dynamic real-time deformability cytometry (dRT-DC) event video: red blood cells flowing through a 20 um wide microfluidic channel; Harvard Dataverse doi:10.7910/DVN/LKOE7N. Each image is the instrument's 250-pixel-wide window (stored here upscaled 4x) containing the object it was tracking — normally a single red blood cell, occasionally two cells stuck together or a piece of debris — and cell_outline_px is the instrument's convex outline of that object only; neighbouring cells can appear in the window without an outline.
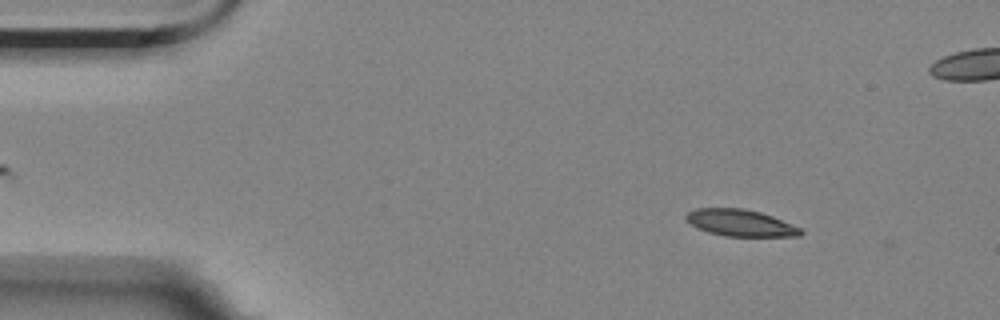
{"species": "Egyptian fruit bat (a non-hibernating species)", "species_latin": "Rousettus aegyptiacus", "temperature_condition": "room temperature", "stored_images_in_passage": 5, "camera_frame_rate_fps": 3000, "um_per_image_px": 0.085, "animal": {"sex": "female"}, "frame": {"image": 1, "passage_image": 2, "time_ms": 0.333, "image_size_px": [1000, 320], "cell_outline_px": [[804, 232], [800, 236], [724, 236], [708, 232], [696, 228], [684, 216], [688, 212], [696, 208], [740, 208], [760, 212], [772, 216], [800, 228]], "centroid_in_image_um": [62.92, 18.95], "position_along_channel_um": 22.1, "area_um2": 17.69}}